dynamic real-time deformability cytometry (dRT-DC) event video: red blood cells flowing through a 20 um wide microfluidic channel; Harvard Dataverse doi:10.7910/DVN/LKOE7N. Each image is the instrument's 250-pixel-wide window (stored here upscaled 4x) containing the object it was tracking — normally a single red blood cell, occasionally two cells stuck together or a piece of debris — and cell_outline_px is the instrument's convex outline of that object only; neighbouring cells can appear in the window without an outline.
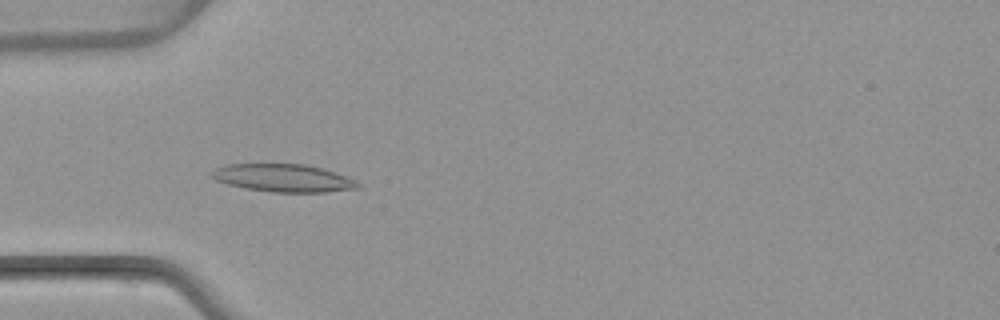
{"species": "common noctule bat (a hibernating species)", "species_latin": "Nyctalus noctula", "temperature_condition": "warm", "stored_images_in_passage": 6, "camera_frame_rate_fps": 3000, "um_per_image_px": 0.085, "animal": {"sex": "female", "body_mass_g": 22.7, "forearm_length_mm": 54.2}, "frame": {"image": 1, "passage_image": 5, "time_ms": 5.0, "image_size_px": [1000, 320], "cell_outline_px": [[360, 188], [328, 192], [272, 192], [244, 188], [228, 184], [216, 180], [208, 176], [208, 172], [216, 168], [228, 164], [304, 164], [320, 168], [356, 180], [360, 184]], "centroid_in_image_um": [24.03, 15.14], "position_along_channel_um": 61.0, "area_um2": 23.64}}
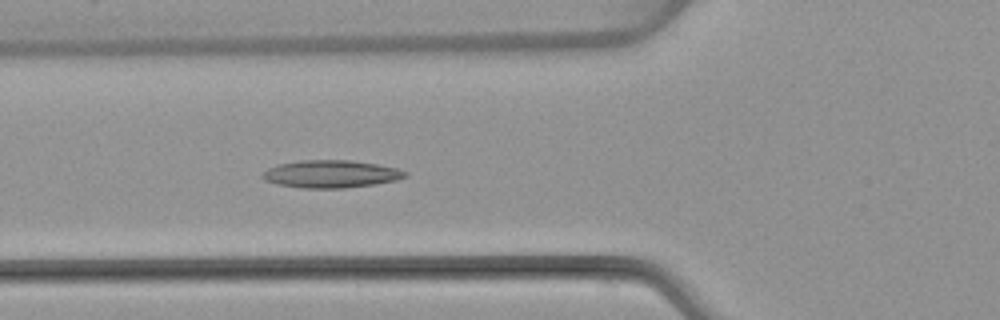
{"frame": {"image": 2, "passage_image": 6, "time_ms": 6.0, "image_size_px": [1000, 320], "cell_outline_px": [[408, 176], [396, 180], [376, 184], [344, 188], [304, 188], [276, 184], [264, 180], [260, 176], [268, 168], [276, 164], [300, 160], [348, 160], [376, 164], [396, 168], [408, 172]], "centroid_in_image_um": [28.11, 14.79], "position_along_channel_um": 97.7, "area_um2": 23.0}}